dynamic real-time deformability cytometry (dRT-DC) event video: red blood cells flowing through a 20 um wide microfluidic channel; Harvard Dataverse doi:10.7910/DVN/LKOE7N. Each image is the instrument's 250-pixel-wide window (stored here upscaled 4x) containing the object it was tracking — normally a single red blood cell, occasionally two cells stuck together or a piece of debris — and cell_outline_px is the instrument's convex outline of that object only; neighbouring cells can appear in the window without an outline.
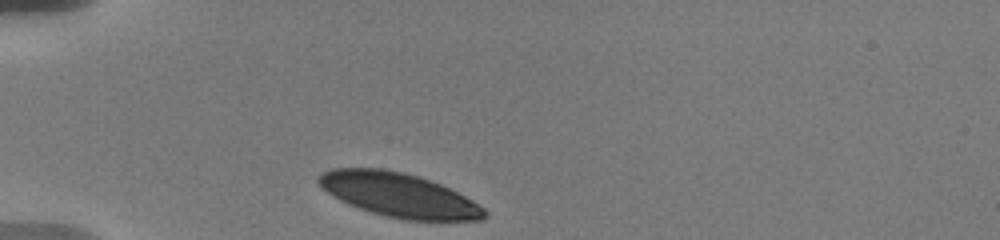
{"species": "human", "species_latin": "Homo sapiens", "temperature_condition": "warm", "stored_images_in_passage": 20, "camera_frame_rate_fps": 3000, "um_per_image_px": 0.085, "donor": {"sex": "male"}, "frame": {"image": 1, "passage_image": 1, "time_ms": 0.0, "image_size_px": [1000, 240], "cell_outline_px": [[488, 216], [480, 220], [400, 220], [384, 216], [348, 204], [332, 196], [316, 180], [316, 176], [332, 168], [380, 168], [404, 172], [440, 184], [472, 200], [484, 208], [488, 212]], "centroid_in_image_um": [33.89, 16.58], "position_along_channel_um": 51.1, "area_um2": 42.37}}
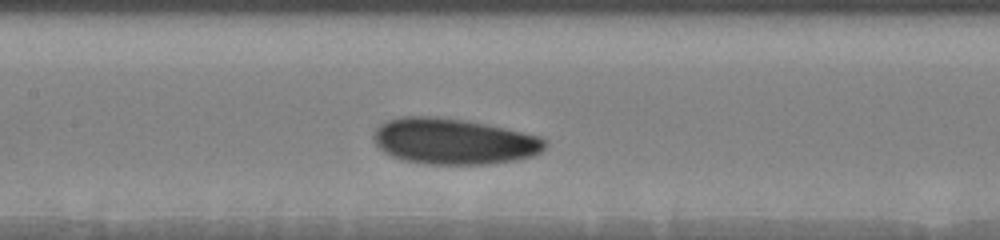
{"frame": {"image": 2, "passage_image": 7, "time_ms": 4.0, "image_size_px": [1000, 240], "cell_outline_px": [[548, 144], [540, 152], [532, 156], [516, 160], [488, 164], [424, 164], [404, 160], [392, 156], [384, 152], [376, 144], [372, 136], [376, 128], [380, 124], [388, 120], [400, 116], [436, 116], [468, 120], [540, 136], [548, 140]], "centroid_in_image_um": [38.56, 12.01], "position_along_channel_um": 168.8, "area_um2": 46.18}}
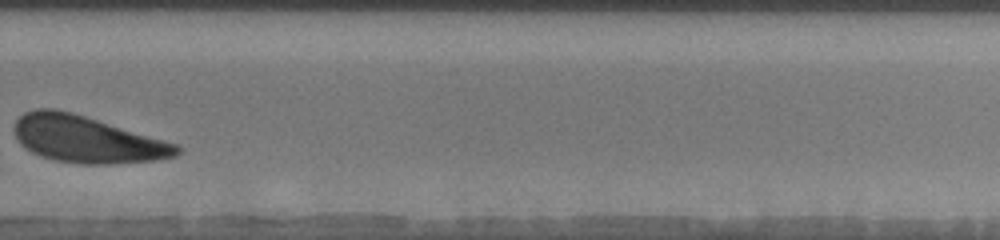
{"frame": {"image": 3, "passage_image": 16, "time_ms": 8.333, "image_size_px": [1000, 240], "cell_outline_px": [[180, 152], [176, 156], [160, 160], [112, 164], [80, 164], [52, 160], [40, 156], [32, 152], [20, 144], [16, 140], [16, 120], [24, 112], [36, 108], [56, 108], [72, 112], [164, 140], [176, 144], [180, 148]], "centroid_in_image_um": [7.37, 11.85], "position_along_channel_um": 322.4, "area_um2": 44.27}, "authors_computed_cell_mechanics": {"area_um2": 45.3152, "velocity_mm_per_s": 3.5596, "shape_relaxation_time_tau1_ms": 2.0067, "shape_relaxation_time_tau2_ms": null, "deformation_change_tau1": 0.0818, "deformation_change_tau2": null}}